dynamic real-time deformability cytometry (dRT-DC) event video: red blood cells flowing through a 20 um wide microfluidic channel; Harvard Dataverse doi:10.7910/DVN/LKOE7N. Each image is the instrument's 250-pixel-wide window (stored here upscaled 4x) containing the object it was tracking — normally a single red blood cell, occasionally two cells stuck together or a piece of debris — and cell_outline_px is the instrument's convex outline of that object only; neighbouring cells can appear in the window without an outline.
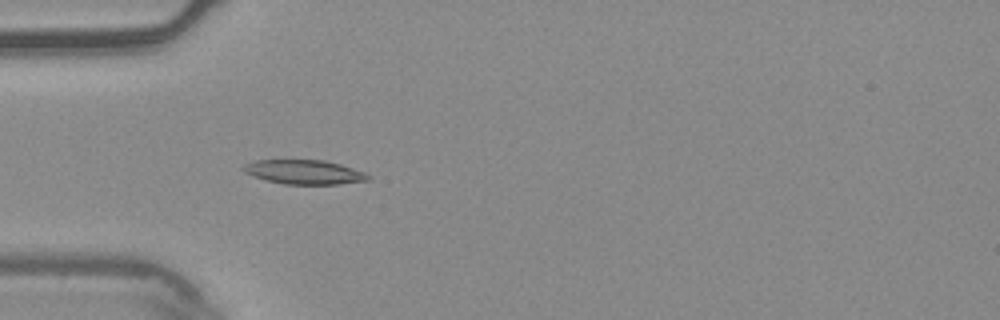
{"species": "common noctule bat (a hibernating species)", "species_latin": "Nyctalus noctula", "temperature_condition": "warm", "stored_images_in_passage": 5, "camera_frame_rate_fps": 3000, "um_per_image_px": 0.085, "animal": {"sex": "male", "body_mass_g": 20.4}, "frame": {"image": 1, "passage_image": 5, "time_ms": 1.333, "image_size_px": [1000, 320], "cell_outline_px": [[372, 176], [368, 180], [340, 184], [284, 184], [252, 176], [244, 172], [240, 168], [244, 164], [256, 160], [324, 160], [340, 164], [364, 172]], "centroid_in_image_um": [25.84, 14.62], "position_along_channel_um": 59.2, "area_um2": 17.63}}